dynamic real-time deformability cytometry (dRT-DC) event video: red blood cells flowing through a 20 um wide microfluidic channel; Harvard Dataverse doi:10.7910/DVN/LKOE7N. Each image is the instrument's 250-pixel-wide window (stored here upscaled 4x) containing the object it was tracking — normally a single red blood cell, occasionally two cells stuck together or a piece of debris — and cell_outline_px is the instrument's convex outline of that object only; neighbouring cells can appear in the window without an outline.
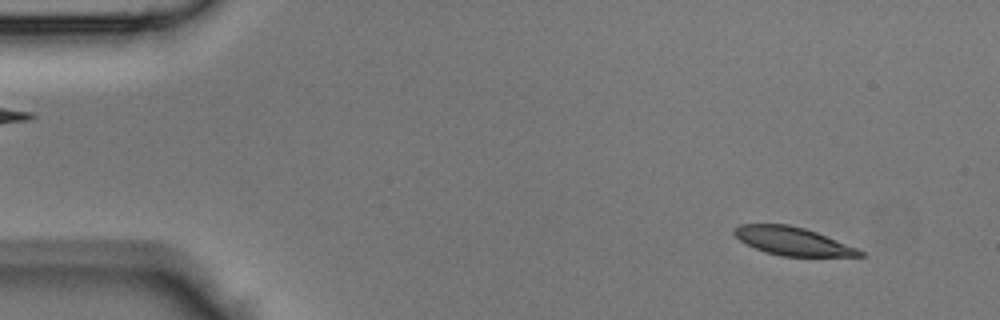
{"species": "Egyptian fruit bat (a non-hibernating species)", "species_latin": "Rousettus aegyptiacus", "temperature_condition": "room temperature", "stored_images_in_passage": 42, "camera_frame_rate_fps": 3000, "um_per_image_px": 0.085, "animal": {"sex": "male"}, "frame": {"image": 1, "passage_image": 3, "time_ms": 0.667, "image_size_px": [1000, 320], "cell_outline_px": [[864, 256], [780, 256], [764, 252], [740, 240], [732, 232], [732, 228], [740, 224], [788, 224], [804, 228], [816, 232], [856, 248], [864, 252]], "centroid_in_image_um": [67.32, 20.49], "position_along_channel_um": 17.7, "area_um2": 20.4}}
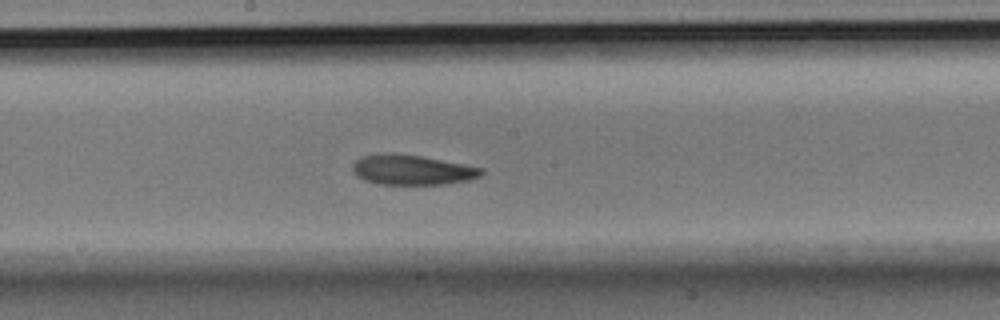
{"frame": {"image": 2, "passage_image": 22, "time_ms": 7.0, "image_size_px": [1000, 320], "cell_outline_px": [[484, 172], [480, 176], [468, 180], [444, 184], [380, 184], [364, 180], [356, 176], [352, 168], [352, 164], [360, 156], [376, 152], [388, 152], [420, 156], [464, 164], [484, 168]], "centroid_in_image_um": [34.98, 14.42], "position_along_channel_um": 213.2, "area_um2": 22.72}}
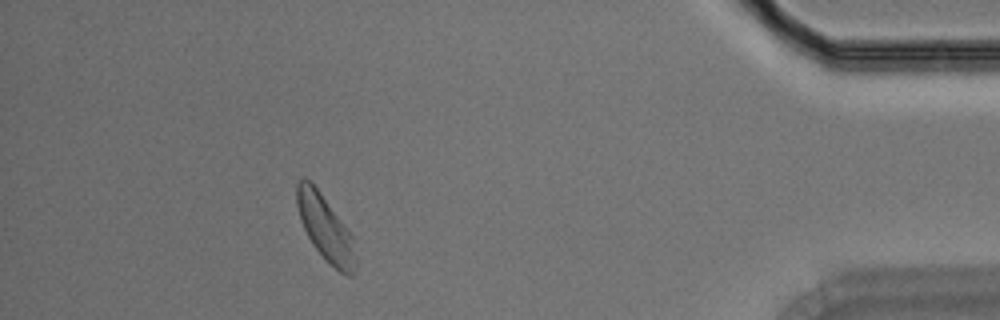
{"frame": {"image": 3, "passage_image": 38, "time_ms": 12.333, "image_size_px": [1000, 320], "cell_outline_px": [[356, 272], [352, 276], [348, 276], [340, 272], [312, 244], [300, 220], [296, 204], [296, 184], [300, 176], [304, 176], [316, 188], [348, 228], [352, 236], [356, 260]], "centroid_in_image_um": [27.65, 19.37], "position_along_channel_um": 407.6, "area_um2": 22.14}}